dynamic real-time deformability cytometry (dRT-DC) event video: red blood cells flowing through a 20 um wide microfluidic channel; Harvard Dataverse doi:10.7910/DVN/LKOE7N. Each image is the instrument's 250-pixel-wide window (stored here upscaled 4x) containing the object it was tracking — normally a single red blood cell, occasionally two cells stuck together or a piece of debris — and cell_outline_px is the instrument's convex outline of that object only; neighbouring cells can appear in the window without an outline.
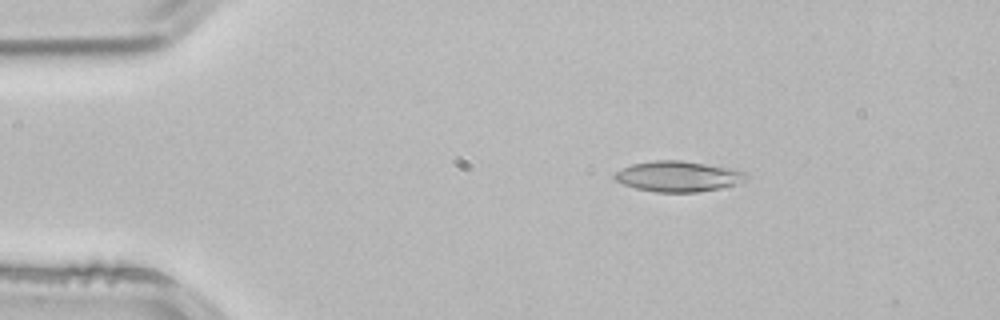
{"species": "common noctule bat (a hibernating species)", "species_latin": "Nyctalus noctula", "temperature_condition": "room temperature", "stored_images_in_passage": 2, "camera_frame_rate_fps": 3000, "um_per_image_px": 0.085, "animal": {"sex": "male", "body_mass_g": 21.5, "forearm_length_mm": 52.0}, "frame": {"image": 1, "passage_image": 2, "time_ms": 0.333, "image_size_px": [1000, 320], "cell_outline_px": [[748, 176], [744, 180], [720, 188], [696, 192], [656, 192], [636, 188], [624, 184], [616, 180], [612, 176], [616, 172], [632, 164], [656, 160], [680, 160], [736, 168], [744, 172]], "centroid_in_image_um": [57.64, 14.98], "position_along_channel_um": 27.4, "area_um2": 23.24}}